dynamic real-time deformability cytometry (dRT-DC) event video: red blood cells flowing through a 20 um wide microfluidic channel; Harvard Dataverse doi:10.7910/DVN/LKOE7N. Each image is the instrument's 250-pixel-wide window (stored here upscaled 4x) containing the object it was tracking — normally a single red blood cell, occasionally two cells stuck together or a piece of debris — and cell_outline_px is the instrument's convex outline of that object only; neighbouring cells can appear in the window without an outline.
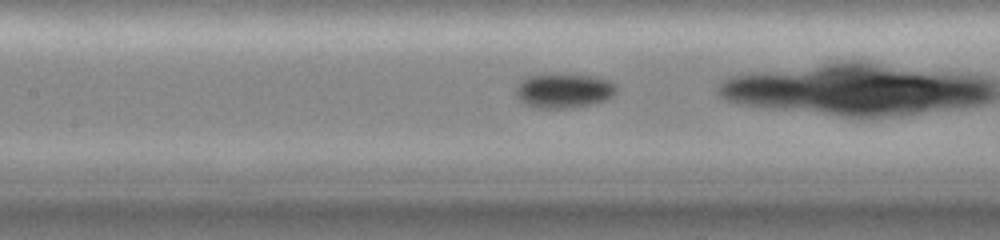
{"species": "common noctule bat (a hibernating species)", "species_latin": "Nyctalus noctula", "temperature_condition": "cold", "stored_images_in_passage": 34, "camera_frame_rate_fps": 3000, "um_per_image_px": 0.085, "animal": {"sex": "female", "body_mass_g": 19.0, "forearm_length_mm": 51.5}, "frame": {"image": 1, "passage_image": 17, "time_ms": 5.0, "image_size_px": [1000, 240], "cell_outline_px": [[616, 92], [612, 96], [604, 100], [592, 104], [572, 108], [540, 108], [524, 104], [516, 96], [516, 84], [524, 76], [592, 76], [608, 80], [616, 84]], "centroid_in_image_um": [47.9, 7.74], "position_along_channel_um": 159.5, "area_um2": 19.83}}
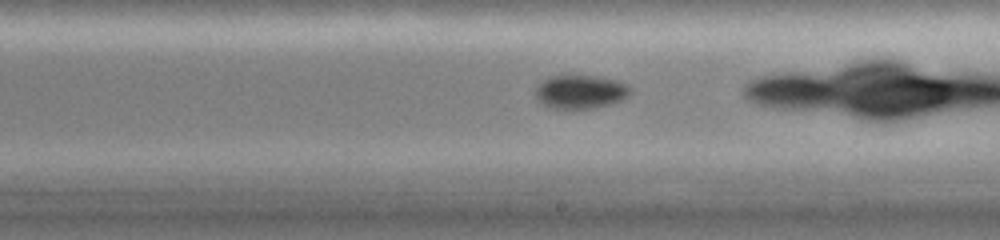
{"frame": {"image": 2, "passage_image": 22, "time_ms": 7.0, "image_size_px": [1000, 240], "cell_outline_px": [[632, 92], [624, 100], [592, 108], [572, 112], [552, 108], [544, 104], [532, 92], [544, 80], [552, 76], [596, 76], [616, 80], [628, 84], [632, 88]], "centroid_in_image_um": [49.37, 7.84], "position_along_channel_um": 239.6, "area_um2": 19.02}}
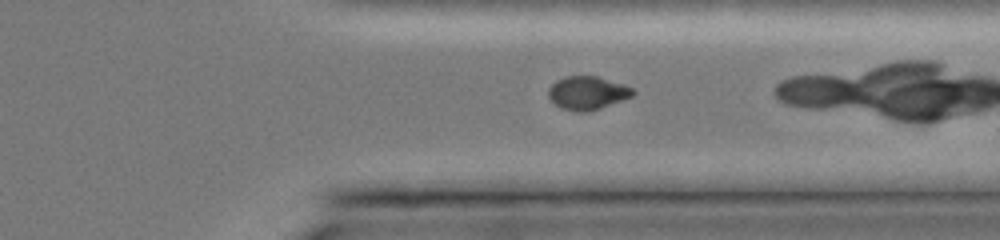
{"frame": {"image": 3, "passage_image": 30, "time_ms": 10.0, "image_size_px": [1000, 240], "cell_outline_px": [[636, 92], [632, 96], [600, 108], [584, 112], [576, 112], [560, 108], [548, 96], [548, 88], [556, 80], [568, 76], [596, 76], [624, 84], [636, 88]], "centroid_in_image_um": [49.94, 7.89], "position_along_channel_um": 361.5, "area_um2": 16.42}}